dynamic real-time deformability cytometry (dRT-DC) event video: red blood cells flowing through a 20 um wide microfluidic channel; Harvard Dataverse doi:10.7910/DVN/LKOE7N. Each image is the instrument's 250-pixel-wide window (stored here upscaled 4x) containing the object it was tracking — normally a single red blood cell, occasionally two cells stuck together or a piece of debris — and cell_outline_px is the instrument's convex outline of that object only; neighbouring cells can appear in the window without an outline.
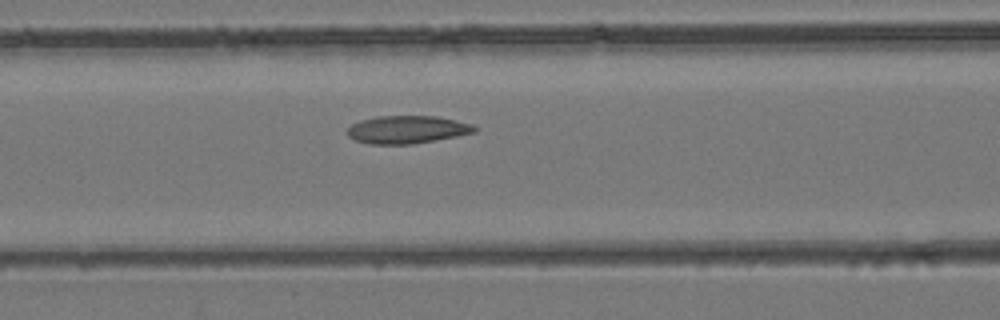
{"species": "common noctule bat (a hibernating species)", "species_latin": "Nyctalus noctula", "temperature_condition": "room temperature", "stored_images_in_passage": 41, "camera_frame_rate_fps": 3000, "um_per_image_px": 0.085, "animal": {"sex": "female", "body_mass_g": 24.6, "forearm_length_mm": 56.2}, "frame": {"image": 1, "passage_image": 16, "time_ms": 5.0, "image_size_px": [1000, 320], "cell_outline_px": [[476, 132], [456, 136], [412, 144], [368, 144], [356, 140], [348, 136], [348, 128], [352, 124], [360, 120], [376, 116], [436, 116], [472, 124], [476, 128]], "centroid_in_image_um": [34.58, 11.01], "position_along_channel_um": 132.0, "area_um2": 20.46}}
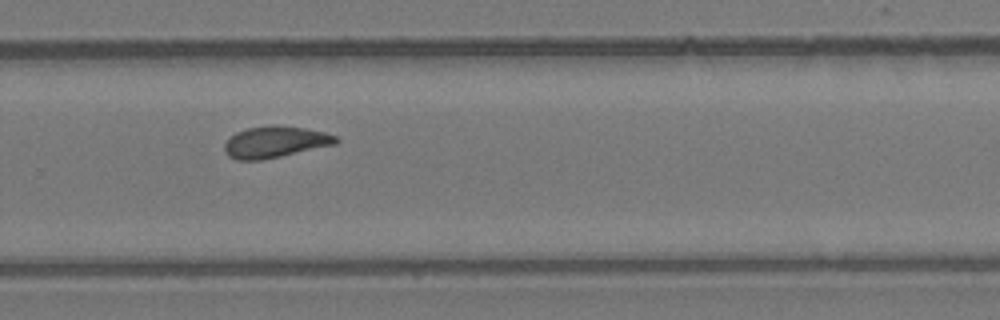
{"frame": {"image": 2, "passage_image": 27, "time_ms": 8.667, "image_size_px": [1000, 320], "cell_outline_px": [[340, 140], [336, 144], [280, 156], [260, 160], [236, 160], [228, 156], [224, 152], [224, 144], [236, 132], [248, 128], [276, 124], [304, 128], [324, 132], [336, 136]], "centroid_in_image_um": [23.38, 12.06], "position_along_channel_um": 306.4, "area_um2": 20.35}}
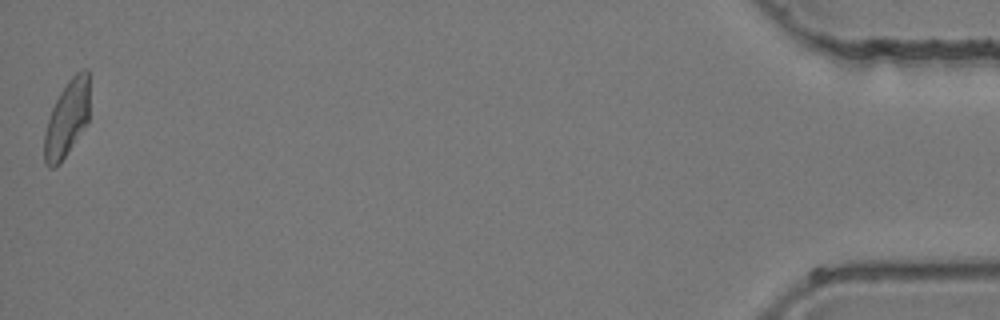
{"frame": {"image": 3, "passage_image": 41, "time_ms": 13.333, "image_size_px": [1000, 320], "cell_outline_px": [[88, 120], [84, 128], [60, 164], [52, 168], [48, 168], [44, 164], [44, 132], [52, 108], [60, 92], [68, 80], [80, 68], [88, 68]], "centroid_in_image_um": [5.67, 10.1], "position_along_channel_um": 429.5, "area_um2": 20.11}}